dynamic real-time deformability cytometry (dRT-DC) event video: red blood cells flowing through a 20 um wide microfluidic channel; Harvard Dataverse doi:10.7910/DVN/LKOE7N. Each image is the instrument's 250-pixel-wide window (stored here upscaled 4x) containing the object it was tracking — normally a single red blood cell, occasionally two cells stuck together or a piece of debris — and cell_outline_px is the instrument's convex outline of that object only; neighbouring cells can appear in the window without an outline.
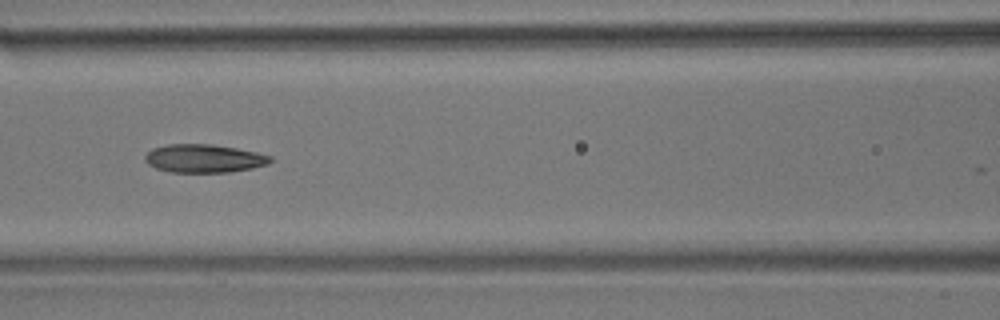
{"species": "common noctule bat (a hibernating species)", "species_latin": "Nyctalus noctula", "temperature_condition": "room temperature", "stored_images_in_passage": 10, "camera_frame_rate_fps": 3000, "um_per_image_px": 0.085, "animal": {"sex": "male", "body_mass_g": 17.9}, "frame": {"image": 1, "passage_image": 6, "time_ms": 6.667, "image_size_px": [1000, 320], "cell_outline_px": [[272, 160], [268, 164], [252, 168], [228, 172], [168, 172], [156, 168], [148, 164], [144, 160], [144, 156], [152, 148], [168, 144], [212, 144], [236, 148], [256, 152], [272, 156]], "centroid_in_image_um": [17.32, 13.46], "position_along_channel_um": 149.3, "area_um2": 20.69}}
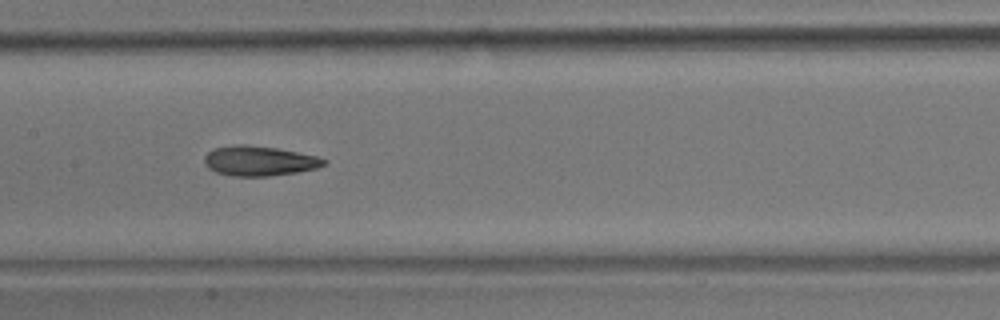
{"frame": {"image": 2, "passage_image": 7, "time_ms": 7.667, "image_size_px": [1000, 320], "cell_outline_px": [[328, 160], [324, 164], [316, 168], [296, 172], [268, 176], [232, 176], [216, 172], [208, 168], [204, 164], [204, 156], [208, 152], [216, 148], [236, 144], [248, 144], [276, 148], [316, 156]], "centroid_in_image_um": [21.99, 13.67], "position_along_channel_um": 185.4, "area_um2": 20.69}}